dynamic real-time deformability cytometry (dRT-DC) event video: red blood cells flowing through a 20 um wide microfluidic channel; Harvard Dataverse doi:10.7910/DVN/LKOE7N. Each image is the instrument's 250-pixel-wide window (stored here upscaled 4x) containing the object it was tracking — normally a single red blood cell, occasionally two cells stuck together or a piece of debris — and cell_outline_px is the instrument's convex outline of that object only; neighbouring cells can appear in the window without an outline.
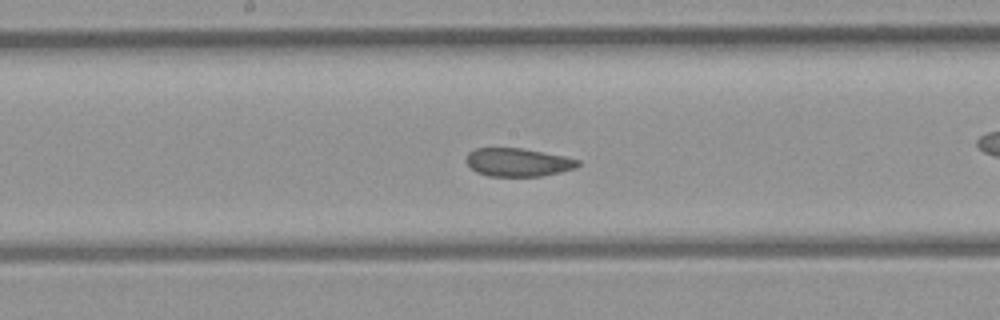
{"species": "common noctule bat (a hibernating species)", "species_latin": "Nyctalus noctula", "temperature_condition": "room temperature", "stored_images_in_passage": 42, "camera_frame_rate_fps": 3000, "um_per_image_px": 0.085, "animal": {"sex": "female", "body_mass_g": 21.9}, "frame": {"image": 1, "passage_image": 19, "time_ms": 6.0, "image_size_px": [1000, 320], "cell_outline_px": [[580, 164], [576, 168], [560, 172], [540, 176], [488, 176], [476, 172], [464, 160], [468, 152], [476, 148], [520, 148], [564, 156], [580, 160]], "centroid_in_image_um": [44.01, 13.79], "position_along_channel_um": 204.2, "area_um2": 18.38}}
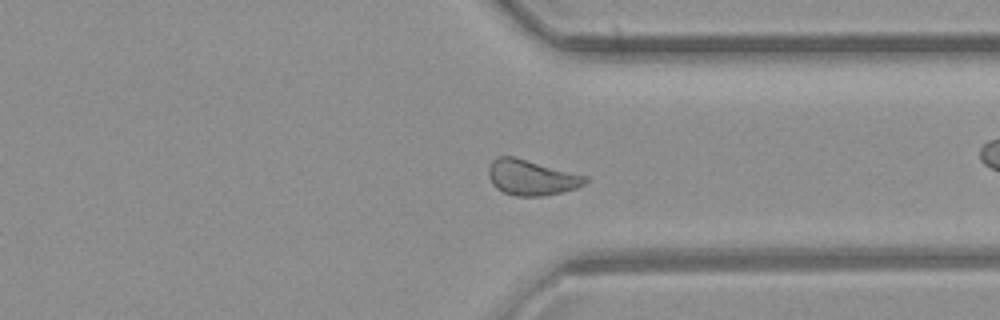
{"frame": {"image": 2, "passage_image": 30, "time_ms": 9.667, "image_size_px": [1000, 320], "cell_outline_px": [[588, 180], [584, 184], [576, 188], [560, 192], [540, 196], [520, 196], [504, 192], [496, 188], [492, 184], [488, 176], [488, 168], [492, 160], [496, 156], [516, 156], [588, 176]], "centroid_in_image_um": [45.15, 15.06], "position_along_channel_um": 366.2, "area_um2": 20.11}, "authors_computed_cell_mechanics": {"area_um2": 20.1433, "velocity_mm_per_s": 4.4436, "shape_relaxation_time_tau1_ms": null, "shape_relaxation_time_tau2_ms": 1.0848, "deformation_change_tau1": null, "deformation_change_tau2": 0.0396}}